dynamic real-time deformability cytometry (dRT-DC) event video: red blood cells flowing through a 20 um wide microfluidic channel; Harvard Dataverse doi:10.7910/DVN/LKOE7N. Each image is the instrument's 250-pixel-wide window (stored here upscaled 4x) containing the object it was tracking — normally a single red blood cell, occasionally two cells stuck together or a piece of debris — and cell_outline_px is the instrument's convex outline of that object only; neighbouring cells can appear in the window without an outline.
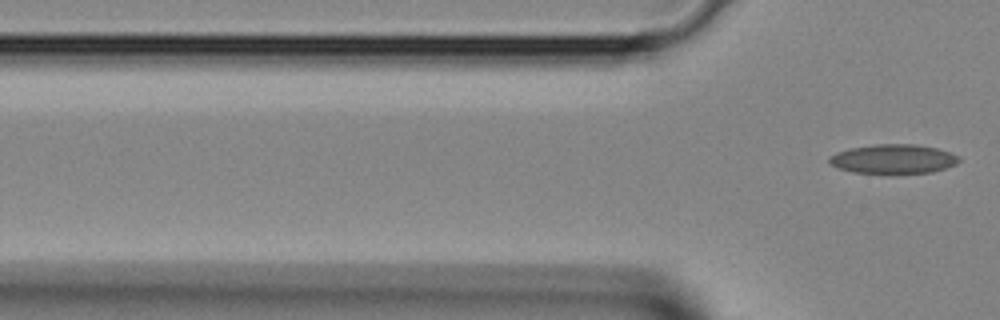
{"species": "Egyptian fruit bat (a non-hibernating species)", "species_latin": "Rousettus aegyptiacus", "temperature_condition": "room temperature", "stored_images_in_passage": 2, "camera_frame_rate_fps": 3000, "um_per_image_px": 0.085, "animal": {"sex": "female"}, "frame": {"image": 1, "passage_image": 2, "time_ms": 0.333, "image_size_px": [1000, 320], "cell_outline_px": [[960, 160], [956, 164], [932, 172], [896, 176], [892, 176], [852, 172], [836, 168], [828, 160], [828, 156], [836, 152], [852, 148], [876, 144], [916, 144], [936, 148], [952, 152], [960, 156]], "centroid_in_image_um": [75.94, 13.56], "position_along_channel_um": 49.9, "area_um2": 23.06}}